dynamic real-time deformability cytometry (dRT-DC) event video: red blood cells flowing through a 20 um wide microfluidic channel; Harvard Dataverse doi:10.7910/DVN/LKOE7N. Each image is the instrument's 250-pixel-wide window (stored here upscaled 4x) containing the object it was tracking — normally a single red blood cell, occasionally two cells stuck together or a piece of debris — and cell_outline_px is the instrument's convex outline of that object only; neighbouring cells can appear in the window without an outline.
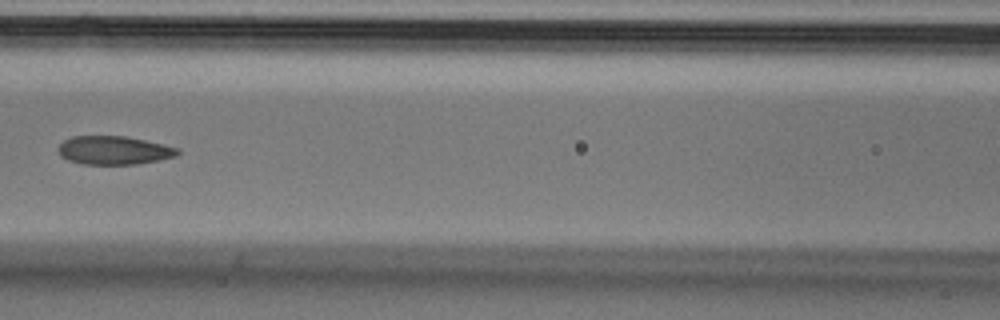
{"species": "Egyptian fruit bat (a non-hibernating species)", "species_latin": "Rousettus aegyptiacus", "temperature_condition": "cold", "stored_images_in_passage": 6, "camera_frame_rate_fps": 3000, "um_per_image_px": 0.085, "animal": {"sex": "male"}, "frame": {"image": 1, "passage_image": 6, "time_ms": 1.667, "image_size_px": [1000, 320], "cell_outline_px": [[180, 152], [176, 156], [136, 164], [84, 164], [68, 160], [60, 156], [60, 144], [64, 140], [72, 136], [124, 136], [164, 144], [180, 148]], "centroid_in_image_um": [9.7, 12.77], "position_along_channel_um": 156.9, "area_um2": 19.65}}